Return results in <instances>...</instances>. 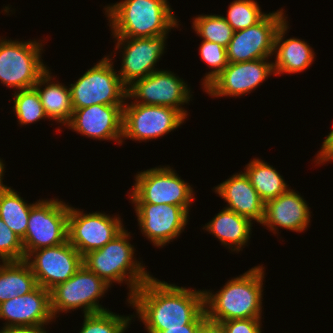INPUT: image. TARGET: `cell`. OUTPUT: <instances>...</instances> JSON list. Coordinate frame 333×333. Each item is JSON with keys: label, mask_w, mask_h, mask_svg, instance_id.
Segmentation results:
<instances>
[{"label": "cell", "mask_w": 333, "mask_h": 333, "mask_svg": "<svg viewBox=\"0 0 333 333\" xmlns=\"http://www.w3.org/2000/svg\"><path fill=\"white\" fill-rule=\"evenodd\" d=\"M166 36L167 34L143 38L114 37L117 40L116 49L124 46V50L120 51L123 56L118 75L126 87L157 71L154 66L164 53Z\"/></svg>", "instance_id": "9a60e30c"}, {"label": "cell", "mask_w": 333, "mask_h": 333, "mask_svg": "<svg viewBox=\"0 0 333 333\" xmlns=\"http://www.w3.org/2000/svg\"><path fill=\"white\" fill-rule=\"evenodd\" d=\"M201 59L214 70L204 76L202 85L205 88L213 79H215L228 65L226 48L222 45L203 40L199 47Z\"/></svg>", "instance_id": "1f68e13d"}, {"label": "cell", "mask_w": 333, "mask_h": 333, "mask_svg": "<svg viewBox=\"0 0 333 333\" xmlns=\"http://www.w3.org/2000/svg\"><path fill=\"white\" fill-rule=\"evenodd\" d=\"M197 333H224L222 325L206 319L199 327Z\"/></svg>", "instance_id": "74e56055"}, {"label": "cell", "mask_w": 333, "mask_h": 333, "mask_svg": "<svg viewBox=\"0 0 333 333\" xmlns=\"http://www.w3.org/2000/svg\"><path fill=\"white\" fill-rule=\"evenodd\" d=\"M110 286L84 265L66 282L50 290L51 311L54 318L59 312L83 308L84 314L108 311L99 304Z\"/></svg>", "instance_id": "9c48e42d"}, {"label": "cell", "mask_w": 333, "mask_h": 333, "mask_svg": "<svg viewBox=\"0 0 333 333\" xmlns=\"http://www.w3.org/2000/svg\"><path fill=\"white\" fill-rule=\"evenodd\" d=\"M190 91L187 84L176 74L167 70H157L128 86L127 98H135L134 103L143 105L172 107L187 118V111L181 105L190 101Z\"/></svg>", "instance_id": "5bb4252c"}, {"label": "cell", "mask_w": 333, "mask_h": 333, "mask_svg": "<svg viewBox=\"0 0 333 333\" xmlns=\"http://www.w3.org/2000/svg\"><path fill=\"white\" fill-rule=\"evenodd\" d=\"M287 23L286 20L282 23L275 36L274 53L277 52L273 63L275 75L304 71L313 63L315 57L307 42L294 37L283 40L288 29Z\"/></svg>", "instance_id": "7402d4cb"}, {"label": "cell", "mask_w": 333, "mask_h": 333, "mask_svg": "<svg viewBox=\"0 0 333 333\" xmlns=\"http://www.w3.org/2000/svg\"><path fill=\"white\" fill-rule=\"evenodd\" d=\"M224 333H261V318L232 319L220 323Z\"/></svg>", "instance_id": "836d02e7"}, {"label": "cell", "mask_w": 333, "mask_h": 333, "mask_svg": "<svg viewBox=\"0 0 333 333\" xmlns=\"http://www.w3.org/2000/svg\"><path fill=\"white\" fill-rule=\"evenodd\" d=\"M215 193L228 204L227 209L242 215L249 220L262 223L265 203L251 185L245 173H237L215 187Z\"/></svg>", "instance_id": "44dd1931"}, {"label": "cell", "mask_w": 333, "mask_h": 333, "mask_svg": "<svg viewBox=\"0 0 333 333\" xmlns=\"http://www.w3.org/2000/svg\"><path fill=\"white\" fill-rule=\"evenodd\" d=\"M15 190L8 187L0 192V218L21 240L25 237L31 208Z\"/></svg>", "instance_id": "4316f807"}, {"label": "cell", "mask_w": 333, "mask_h": 333, "mask_svg": "<svg viewBox=\"0 0 333 333\" xmlns=\"http://www.w3.org/2000/svg\"><path fill=\"white\" fill-rule=\"evenodd\" d=\"M44 325L9 326L1 329L3 333H47Z\"/></svg>", "instance_id": "d590c367"}, {"label": "cell", "mask_w": 333, "mask_h": 333, "mask_svg": "<svg viewBox=\"0 0 333 333\" xmlns=\"http://www.w3.org/2000/svg\"><path fill=\"white\" fill-rule=\"evenodd\" d=\"M267 59L228 63L224 70L204 89L213 97L245 95L274 73L273 62Z\"/></svg>", "instance_id": "e0dca14e"}, {"label": "cell", "mask_w": 333, "mask_h": 333, "mask_svg": "<svg viewBox=\"0 0 333 333\" xmlns=\"http://www.w3.org/2000/svg\"><path fill=\"white\" fill-rule=\"evenodd\" d=\"M0 319L7 320L3 328L21 325H47L54 319L50 291L37 286L28 294L0 304Z\"/></svg>", "instance_id": "d6986e66"}, {"label": "cell", "mask_w": 333, "mask_h": 333, "mask_svg": "<svg viewBox=\"0 0 333 333\" xmlns=\"http://www.w3.org/2000/svg\"><path fill=\"white\" fill-rule=\"evenodd\" d=\"M265 15L254 0H235L224 18L234 31H238L255 25Z\"/></svg>", "instance_id": "4dcf8cb0"}, {"label": "cell", "mask_w": 333, "mask_h": 333, "mask_svg": "<svg viewBox=\"0 0 333 333\" xmlns=\"http://www.w3.org/2000/svg\"><path fill=\"white\" fill-rule=\"evenodd\" d=\"M130 316H119L111 311H104L93 314H84L82 329L79 333H124Z\"/></svg>", "instance_id": "f546056e"}, {"label": "cell", "mask_w": 333, "mask_h": 333, "mask_svg": "<svg viewBox=\"0 0 333 333\" xmlns=\"http://www.w3.org/2000/svg\"><path fill=\"white\" fill-rule=\"evenodd\" d=\"M138 224L155 246H164L184 230L189 208L169 204L134 203Z\"/></svg>", "instance_id": "2e32d148"}, {"label": "cell", "mask_w": 333, "mask_h": 333, "mask_svg": "<svg viewBox=\"0 0 333 333\" xmlns=\"http://www.w3.org/2000/svg\"><path fill=\"white\" fill-rule=\"evenodd\" d=\"M104 8L113 37H157L178 27L167 0H124Z\"/></svg>", "instance_id": "3957f363"}, {"label": "cell", "mask_w": 333, "mask_h": 333, "mask_svg": "<svg viewBox=\"0 0 333 333\" xmlns=\"http://www.w3.org/2000/svg\"><path fill=\"white\" fill-rule=\"evenodd\" d=\"M245 168L244 173L264 203L277 198L290 189L280 173L261 159H253Z\"/></svg>", "instance_id": "484cf974"}, {"label": "cell", "mask_w": 333, "mask_h": 333, "mask_svg": "<svg viewBox=\"0 0 333 333\" xmlns=\"http://www.w3.org/2000/svg\"><path fill=\"white\" fill-rule=\"evenodd\" d=\"M283 9L266 14L258 23L234 31L226 47L229 63H240L269 58L274 54V41L278 28L286 20Z\"/></svg>", "instance_id": "8fae6325"}, {"label": "cell", "mask_w": 333, "mask_h": 333, "mask_svg": "<svg viewBox=\"0 0 333 333\" xmlns=\"http://www.w3.org/2000/svg\"><path fill=\"white\" fill-rule=\"evenodd\" d=\"M14 111L19 124L27 125L48 118L40 101L37 90L32 87L14 93Z\"/></svg>", "instance_id": "f1b7e54d"}, {"label": "cell", "mask_w": 333, "mask_h": 333, "mask_svg": "<svg viewBox=\"0 0 333 333\" xmlns=\"http://www.w3.org/2000/svg\"><path fill=\"white\" fill-rule=\"evenodd\" d=\"M252 221L224 208L203 229L214 234L231 251H240L251 235ZM233 245V246H232Z\"/></svg>", "instance_id": "603a6c76"}, {"label": "cell", "mask_w": 333, "mask_h": 333, "mask_svg": "<svg viewBox=\"0 0 333 333\" xmlns=\"http://www.w3.org/2000/svg\"><path fill=\"white\" fill-rule=\"evenodd\" d=\"M148 333L189 323H203L206 318L204 291L191 290L150 277L128 300Z\"/></svg>", "instance_id": "6da1fadb"}, {"label": "cell", "mask_w": 333, "mask_h": 333, "mask_svg": "<svg viewBox=\"0 0 333 333\" xmlns=\"http://www.w3.org/2000/svg\"><path fill=\"white\" fill-rule=\"evenodd\" d=\"M123 107L124 105L94 104L73 110L67 126L86 137L115 140L121 144L124 140Z\"/></svg>", "instance_id": "ac0fdd59"}, {"label": "cell", "mask_w": 333, "mask_h": 333, "mask_svg": "<svg viewBox=\"0 0 333 333\" xmlns=\"http://www.w3.org/2000/svg\"><path fill=\"white\" fill-rule=\"evenodd\" d=\"M129 196L133 203L169 204L189 208L193 188L168 167H155L138 172Z\"/></svg>", "instance_id": "ba28073f"}, {"label": "cell", "mask_w": 333, "mask_h": 333, "mask_svg": "<svg viewBox=\"0 0 333 333\" xmlns=\"http://www.w3.org/2000/svg\"><path fill=\"white\" fill-rule=\"evenodd\" d=\"M129 237L130 234L124 229L102 248L83 256V265L109 286L113 282H128L126 283L130 288L128 300L151 277L141 263L133 258L134 246L129 243Z\"/></svg>", "instance_id": "277c9868"}, {"label": "cell", "mask_w": 333, "mask_h": 333, "mask_svg": "<svg viewBox=\"0 0 333 333\" xmlns=\"http://www.w3.org/2000/svg\"><path fill=\"white\" fill-rule=\"evenodd\" d=\"M108 57L102 58L87 70L74 84H70L73 110L102 105H124L127 87L122 83Z\"/></svg>", "instance_id": "5b68a950"}, {"label": "cell", "mask_w": 333, "mask_h": 333, "mask_svg": "<svg viewBox=\"0 0 333 333\" xmlns=\"http://www.w3.org/2000/svg\"><path fill=\"white\" fill-rule=\"evenodd\" d=\"M24 261L35 276L37 285L49 291L66 282L83 266V256L68 240L54 247L31 251Z\"/></svg>", "instance_id": "4fadbf2b"}, {"label": "cell", "mask_w": 333, "mask_h": 333, "mask_svg": "<svg viewBox=\"0 0 333 333\" xmlns=\"http://www.w3.org/2000/svg\"><path fill=\"white\" fill-rule=\"evenodd\" d=\"M202 323H189L181 327L168 328L158 333H197Z\"/></svg>", "instance_id": "8d00e7d4"}, {"label": "cell", "mask_w": 333, "mask_h": 333, "mask_svg": "<svg viewBox=\"0 0 333 333\" xmlns=\"http://www.w3.org/2000/svg\"><path fill=\"white\" fill-rule=\"evenodd\" d=\"M0 259L7 261H24L22 240L0 218Z\"/></svg>", "instance_id": "d6a6232c"}, {"label": "cell", "mask_w": 333, "mask_h": 333, "mask_svg": "<svg viewBox=\"0 0 333 333\" xmlns=\"http://www.w3.org/2000/svg\"><path fill=\"white\" fill-rule=\"evenodd\" d=\"M263 266L252 267L229 280L220 291H204L206 318L221 323L232 319L261 318Z\"/></svg>", "instance_id": "7a4b0ae2"}, {"label": "cell", "mask_w": 333, "mask_h": 333, "mask_svg": "<svg viewBox=\"0 0 333 333\" xmlns=\"http://www.w3.org/2000/svg\"><path fill=\"white\" fill-rule=\"evenodd\" d=\"M79 210L69 206L68 242L82 256L102 248L124 230L120 217Z\"/></svg>", "instance_id": "7c38bea8"}, {"label": "cell", "mask_w": 333, "mask_h": 333, "mask_svg": "<svg viewBox=\"0 0 333 333\" xmlns=\"http://www.w3.org/2000/svg\"><path fill=\"white\" fill-rule=\"evenodd\" d=\"M69 206L58 199L36 202L30 210L27 231L22 239L25 257L31 251L54 247L68 240Z\"/></svg>", "instance_id": "52a82bcc"}, {"label": "cell", "mask_w": 333, "mask_h": 333, "mask_svg": "<svg viewBox=\"0 0 333 333\" xmlns=\"http://www.w3.org/2000/svg\"><path fill=\"white\" fill-rule=\"evenodd\" d=\"M0 264V304L33 291L38 285L25 261H7Z\"/></svg>", "instance_id": "d4e9b609"}, {"label": "cell", "mask_w": 333, "mask_h": 333, "mask_svg": "<svg viewBox=\"0 0 333 333\" xmlns=\"http://www.w3.org/2000/svg\"><path fill=\"white\" fill-rule=\"evenodd\" d=\"M51 80L53 79L48 69L39 78L34 88L37 90L48 119L67 125L73 114L70 88L63 84L52 83ZM42 85H45L43 90L41 89Z\"/></svg>", "instance_id": "cb8c5ba5"}, {"label": "cell", "mask_w": 333, "mask_h": 333, "mask_svg": "<svg viewBox=\"0 0 333 333\" xmlns=\"http://www.w3.org/2000/svg\"><path fill=\"white\" fill-rule=\"evenodd\" d=\"M193 29L203 40L218 43L225 48L234 34L233 28L220 15H199L193 20Z\"/></svg>", "instance_id": "83f0119b"}, {"label": "cell", "mask_w": 333, "mask_h": 333, "mask_svg": "<svg viewBox=\"0 0 333 333\" xmlns=\"http://www.w3.org/2000/svg\"><path fill=\"white\" fill-rule=\"evenodd\" d=\"M316 157L317 158H315V161L318 164L333 160V130L327 135L326 139L323 141L321 150Z\"/></svg>", "instance_id": "e575fe53"}, {"label": "cell", "mask_w": 333, "mask_h": 333, "mask_svg": "<svg viewBox=\"0 0 333 333\" xmlns=\"http://www.w3.org/2000/svg\"><path fill=\"white\" fill-rule=\"evenodd\" d=\"M42 43L0 39V81L23 90L34 87L48 70L41 59ZM42 60V61H41Z\"/></svg>", "instance_id": "8992f818"}, {"label": "cell", "mask_w": 333, "mask_h": 333, "mask_svg": "<svg viewBox=\"0 0 333 333\" xmlns=\"http://www.w3.org/2000/svg\"><path fill=\"white\" fill-rule=\"evenodd\" d=\"M4 165L5 164H3V161L0 159V192H2V191H4V190H6L7 188H8V186L7 185H4L3 184V173H4Z\"/></svg>", "instance_id": "f35d334b"}, {"label": "cell", "mask_w": 333, "mask_h": 333, "mask_svg": "<svg viewBox=\"0 0 333 333\" xmlns=\"http://www.w3.org/2000/svg\"><path fill=\"white\" fill-rule=\"evenodd\" d=\"M309 206L292 189L265 203L264 219L261 223L270 231L282 227L296 232H303L310 223ZM278 226V227H277Z\"/></svg>", "instance_id": "ffe728a7"}, {"label": "cell", "mask_w": 333, "mask_h": 333, "mask_svg": "<svg viewBox=\"0 0 333 333\" xmlns=\"http://www.w3.org/2000/svg\"><path fill=\"white\" fill-rule=\"evenodd\" d=\"M186 117L177 109L168 106L124 104V139L146 141L157 139L178 128Z\"/></svg>", "instance_id": "30bf717a"}]
</instances>
